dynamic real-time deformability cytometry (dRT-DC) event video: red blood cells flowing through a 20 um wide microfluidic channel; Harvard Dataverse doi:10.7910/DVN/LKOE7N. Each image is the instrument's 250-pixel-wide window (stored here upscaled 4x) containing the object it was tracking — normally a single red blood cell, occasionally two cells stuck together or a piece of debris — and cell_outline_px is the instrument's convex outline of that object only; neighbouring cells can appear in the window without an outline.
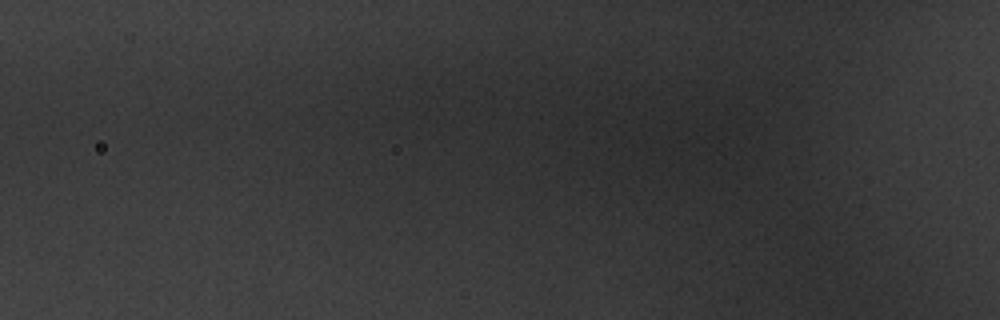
{"species": "common noctule bat (a hibernating species)", "species_latin": "Nyctalus noctula", "temperature_condition": "warm", "stored_images_in_passage": 4, "camera_frame_rate_fps": 3000, "um_per_image_px": 0.085, "animal": {"sex": "male", "body_mass_g": 20.1, "forearm_length_mm": 53.5}, "frame": {"image": 1, "passage_image": 2, "time_ms": 0.333, "image_size_px": [1000, 320], "cell_outline_px": [[788, 156], [772, 172], [768, 172], [720, 168], [684, 140], [684, 136], [704, 120], [720, 112], [740, 108], [772, 128]], "centroid_in_image_um": [62.7, 12.08], "position_along_channel_um": 63.1, "area_um2": 31.44}}